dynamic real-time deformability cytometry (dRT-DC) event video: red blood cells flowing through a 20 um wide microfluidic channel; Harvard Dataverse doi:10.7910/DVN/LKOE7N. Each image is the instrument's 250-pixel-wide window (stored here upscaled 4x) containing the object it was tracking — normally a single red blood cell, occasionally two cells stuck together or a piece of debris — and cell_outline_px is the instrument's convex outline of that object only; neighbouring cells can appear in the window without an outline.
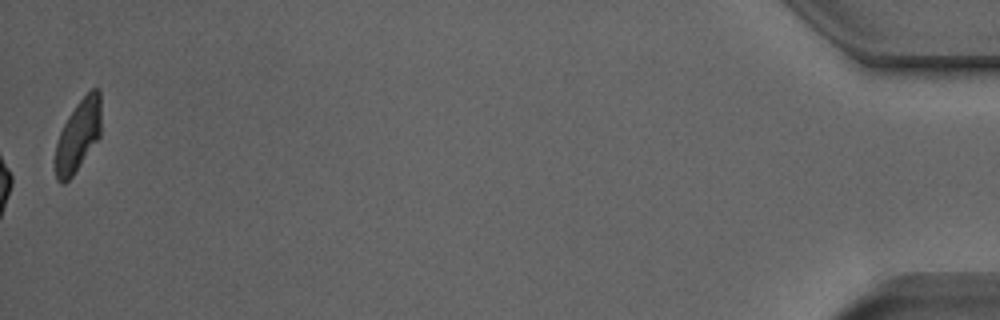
{"species": "Egyptian fruit bat (a non-hibernating species)", "species_latin": "Rousettus aegyptiacus", "temperature_condition": "room temperature", "stored_images_in_passage": 53, "camera_frame_rate_fps": 3000, "um_per_image_px": 0.085, "animal": {"sex": "male"}, "frame": {"image": 1, "passage_image": 53, "time_ms": 17.333, "image_size_px": [1000, 320], "cell_outline_px": [[100, 136], [72, 176], [64, 184], [60, 184], [56, 180], [56, 144], [60, 132], [68, 116], [76, 104], [92, 88], [100, 88]], "centroid_in_image_um": [6.64, 11.51], "position_along_channel_um": 428.6, "area_um2": 18.84}, "authors_computed_cell_mechanics": {"area_um2": 17.9758, "velocity_mm_per_s": 3.9699, "shape_relaxation_time_tau1_ms": 6.9521, "shape_relaxation_time_tau2_ms": 2.0637, "deformation_change_tau1": 0.1587, "deformation_change_tau2": 0.0834}}